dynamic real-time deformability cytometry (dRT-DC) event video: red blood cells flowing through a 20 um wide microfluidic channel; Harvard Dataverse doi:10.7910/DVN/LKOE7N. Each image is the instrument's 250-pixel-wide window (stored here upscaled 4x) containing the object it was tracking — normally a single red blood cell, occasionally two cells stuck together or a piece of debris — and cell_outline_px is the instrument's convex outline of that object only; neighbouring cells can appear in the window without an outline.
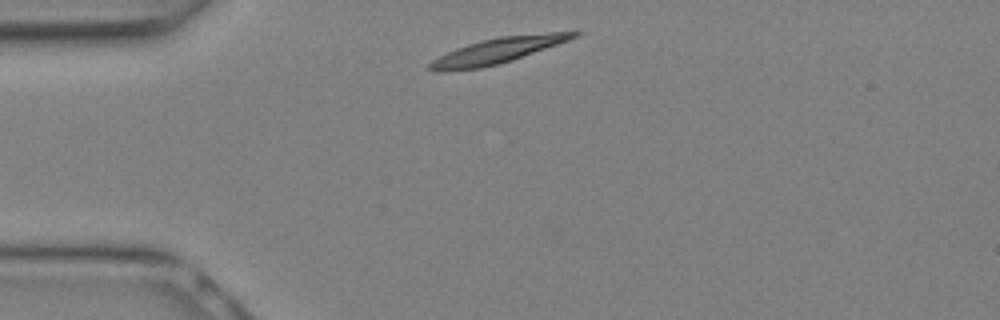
{"species": "Egyptian fruit bat (a non-hibernating species)", "species_latin": "Rousettus aegyptiacus", "temperature_condition": "warm", "stored_images_in_passage": 6, "camera_frame_rate_fps": 3000, "um_per_image_px": 0.085, "animal": {"sex": "female"}, "frame": {"image": 1, "passage_image": 1, "time_ms": 0.0, "image_size_px": [1000, 320], "cell_outline_px": [[580, 36], [512, 60], [500, 64], [480, 68], [448, 72], [436, 72], [428, 68], [428, 64], [432, 60], [456, 48], [480, 40], [500, 36], [548, 32], [580, 32]], "centroid_in_image_um": [42.25, 4.31], "position_along_channel_um": 42.7, "area_um2": 21.5}}
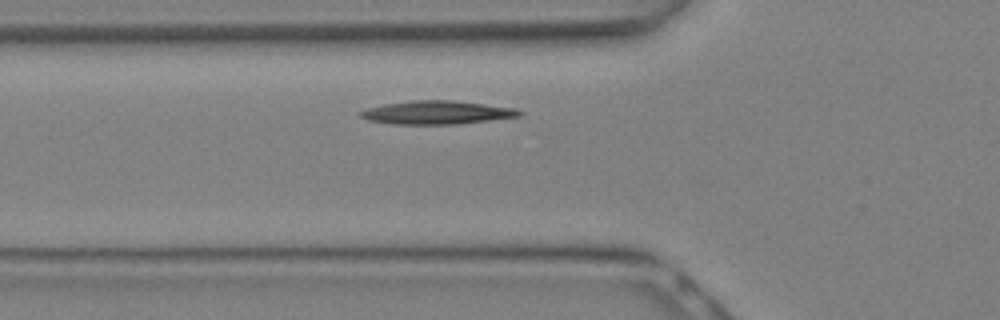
{"frame": {"image": 2, "passage_image": 4, "time_ms": 1.0, "image_size_px": [1000, 320], "cell_outline_px": [[524, 116], [456, 124], [392, 124], [368, 120], [360, 116], [360, 112], [368, 108], [384, 104], [412, 100], [452, 100], [516, 108], [524, 112]], "centroid_in_image_um": [37.19, 9.56], "position_along_channel_um": 88.6, "area_um2": 21.68}}
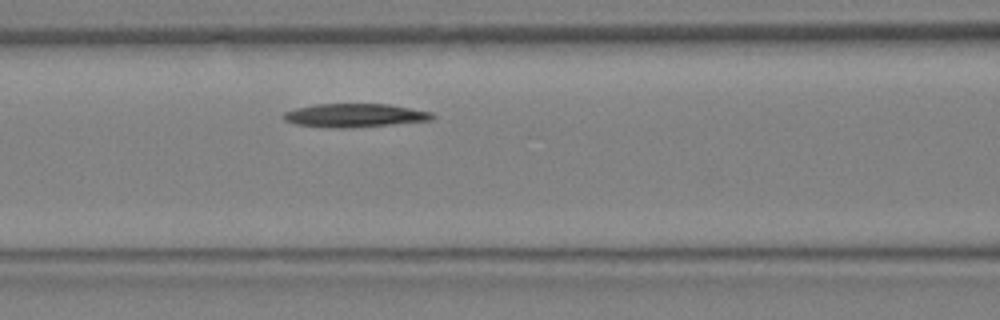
{"frame": {"image": 3, "passage_image": 6, "time_ms": 1.667, "image_size_px": [1000, 320], "cell_outline_px": [[436, 116], [432, 120], [352, 128], [332, 128], [296, 124], [284, 120], [280, 116], [284, 112], [296, 108], [316, 104], [388, 104], [432, 112]], "centroid_in_image_um": [30.13, 9.81], "position_along_channel_um": 136.5, "area_um2": 20.46}}